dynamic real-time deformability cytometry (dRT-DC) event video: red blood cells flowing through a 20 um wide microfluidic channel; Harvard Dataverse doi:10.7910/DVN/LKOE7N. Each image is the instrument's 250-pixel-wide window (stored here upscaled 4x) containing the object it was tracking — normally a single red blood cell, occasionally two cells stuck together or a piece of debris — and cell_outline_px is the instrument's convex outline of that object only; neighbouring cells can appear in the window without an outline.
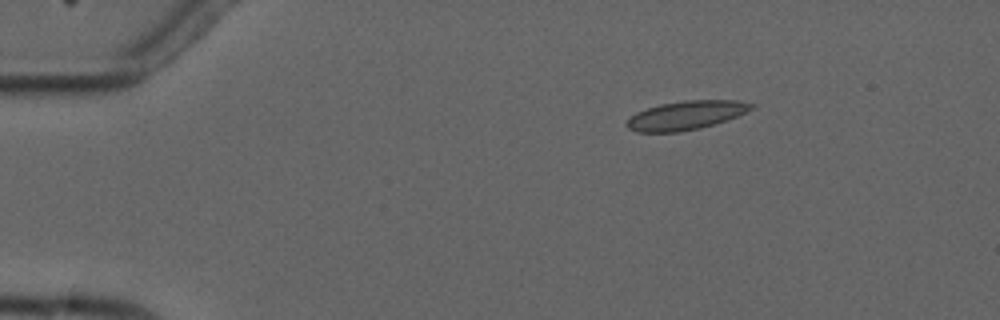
{"species": "common noctule bat (a hibernating species)", "species_latin": "Nyctalus noctula", "temperature_condition": "cold", "stored_images_in_passage": 4, "camera_frame_rate_fps": 3000, "um_per_image_px": 0.085, "animal": {"sex": "male", "forearm_length_mm": 52.5}, "frame": {"image": 1, "passage_image": 3, "time_ms": 2.333, "image_size_px": [1000, 320], "cell_outline_px": [[756, 108], [736, 116], [700, 128], [680, 132], [636, 132], [628, 128], [624, 124], [636, 112], [660, 104], [684, 100], [736, 100], [756, 104]], "centroid_in_image_um": [58.31, 9.79], "position_along_channel_um": 26.7, "area_um2": 20.87}}